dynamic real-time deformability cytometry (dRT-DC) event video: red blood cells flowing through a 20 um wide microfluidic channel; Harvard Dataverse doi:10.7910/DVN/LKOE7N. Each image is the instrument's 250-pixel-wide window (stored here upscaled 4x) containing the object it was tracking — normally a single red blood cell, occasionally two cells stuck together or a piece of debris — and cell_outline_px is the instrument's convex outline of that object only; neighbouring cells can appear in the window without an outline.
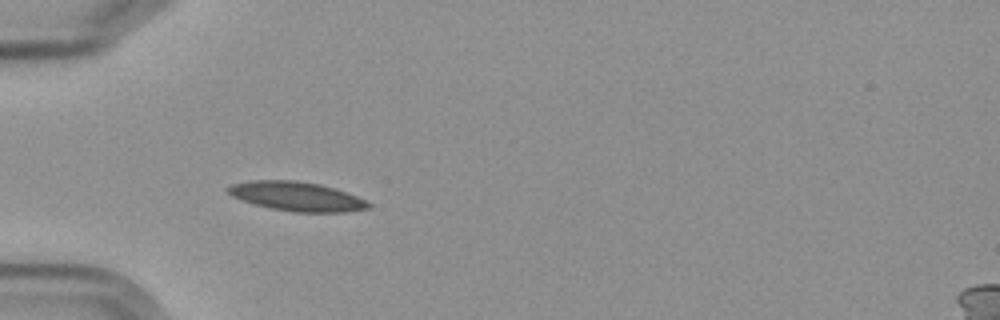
{"species": "Egyptian fruit bat (a non-hibernating species)", "species_latin": "Rousettus aegyptiacus", "temperature_condition": "cold", "stored_images_in_passage": 5, "camera_frame_rate_fps": 3000, "um_per_image_px": 0.085, "frame": {"image": 1, "passage_image": 5, "time_ms": 4.667, "image_size_px": [1000, 320], "cell_outline_px": [[372, 204], [368, 208], [344, 212], [292, 212], [272, 208], [256, 204], [232, 196], [228, 192], [228, 188], [232, 184], [252, 180], [296, 180], [320, 184], [368, 200]], "centroid_in_image_um": [25.25, 16.69], "position_along_channel_um": 59.8, "area_um2": 23.58}}